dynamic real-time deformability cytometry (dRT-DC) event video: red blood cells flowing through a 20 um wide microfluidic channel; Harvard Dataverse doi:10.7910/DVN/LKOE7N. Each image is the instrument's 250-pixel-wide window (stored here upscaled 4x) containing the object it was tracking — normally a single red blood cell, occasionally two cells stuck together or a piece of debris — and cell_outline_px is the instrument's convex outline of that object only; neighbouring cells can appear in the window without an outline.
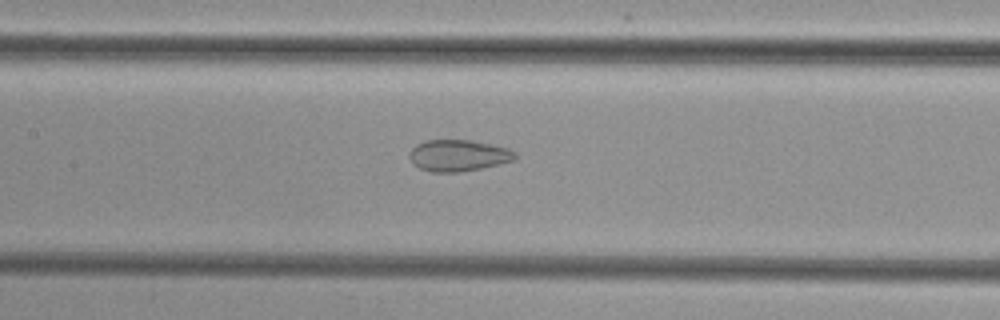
{"species": "common noctule bat (a hibernating species)", "species_latin": "Nyctalus noctula", "temperature_condition": "cold", "stored_images_in_passage": 52, "camera_frame_rate_fps": 3000, "um_per_image_px": 0.085, "animal": {"sex": "female", "body_mass_g": 29.2, "forearm_length_mm": 56.3}, "frame": {"image": 1, "passage_image": 25, "time_ms": 8.0, "image_size_px": [1000, 320], "cell_outline_px": [[516, 156], [512, 160], [480, 168], [460, 172], [432, 172], [420, 168], [412, 164], [408, 156], [412, 148], [416, 144], [428, 140], [472, 140], [508, 148], [516, 152]], "centroid_in_image_um": [38.91, 13.21], "position_along_channel_um": 168.5, "area_um2": 19.25}}
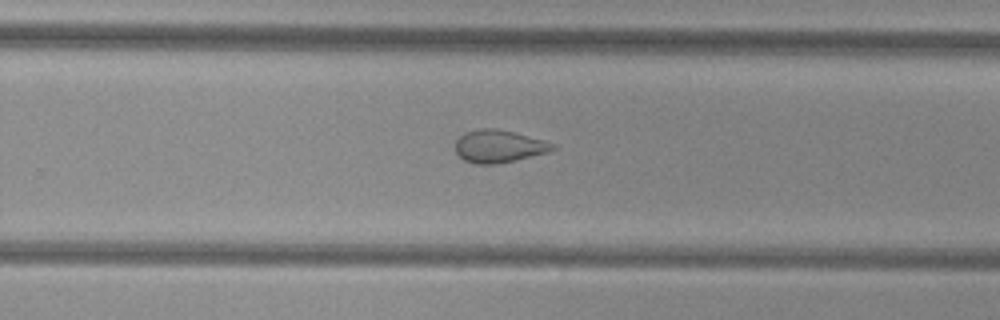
{"frame": {"image": 2, "passage_image": 34, "time_ms": 11.0, "image_size_px": [1000, 320], "cell_outline_px": [[556, 148], [548, 152], [496, 164], [476, 164], [464, 160], [456, 152], [456, 140], [464, 132], [480, 128], [496, 128], [544, 140], [556, 144]], "centroid_in_image_um": [42.39, 12.42], "position_along_channel_um": 287.4, "area_um2": 18.32}}
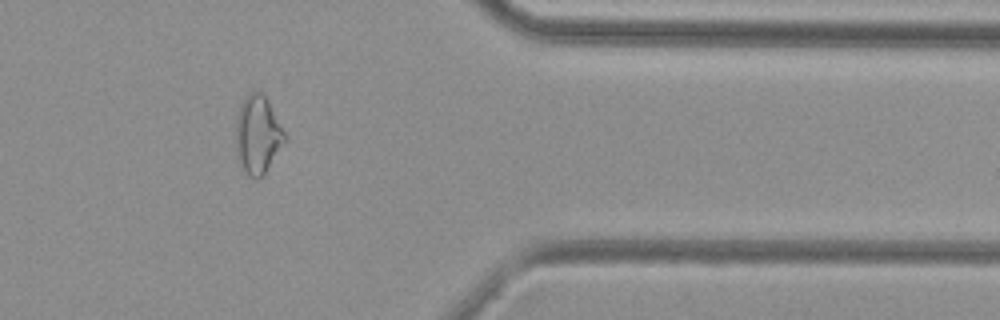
{"frame": {"image": 3, "passage_image": 43, "time_ms": 14.0, "image_size_px": [1000, 320], "cell_outline_px": [[284, 140], [264, 172], [256, 180], [248, 176], [240, 160], [236, 148], [236, 116], [240, 104], [244, 96], [248, 92], [260, 92], [268, 100], [284, 132]], "centroid_in_image_um": [21.86, 11.38], "position_along_channel_um": 389.5, "area_um2": 21.44}}